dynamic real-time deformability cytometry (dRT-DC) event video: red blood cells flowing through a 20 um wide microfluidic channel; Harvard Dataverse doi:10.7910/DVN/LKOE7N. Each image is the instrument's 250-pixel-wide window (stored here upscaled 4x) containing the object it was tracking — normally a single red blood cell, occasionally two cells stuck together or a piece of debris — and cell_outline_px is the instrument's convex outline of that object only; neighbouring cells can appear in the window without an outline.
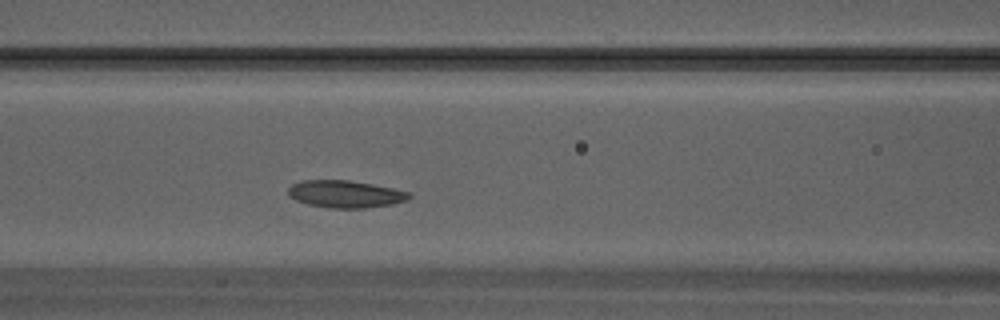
{"species": "Egyptian fruit bat (a non-hibernating species)", "species_latin": "Rousettus aegyptiacus", "temperature_condition": "warm", "stored_images_in_passage": 15, "camera_frame_rate_fps": 3000, "um_per_image_px": 0.085, "animal": {"sex": "male"}, "frame": {"image": 1, "passage_image": 5, "time_ms": 1.333, "image_size_px": [1000, 320], "cell_outline_px": [[412, 196], [408, 200], [392, 204], [368, 208], [332, 208], [308, 204], [296, 200], [288, 196], [288, 188], [292, 184], [300, 180], [348, 180], [372, 184], [392, 188], [408, 192]], "centroid_in_image_um": [29.34, 16.49], "position_along_channel_um": 137.3, "area_um2": 19.25}}
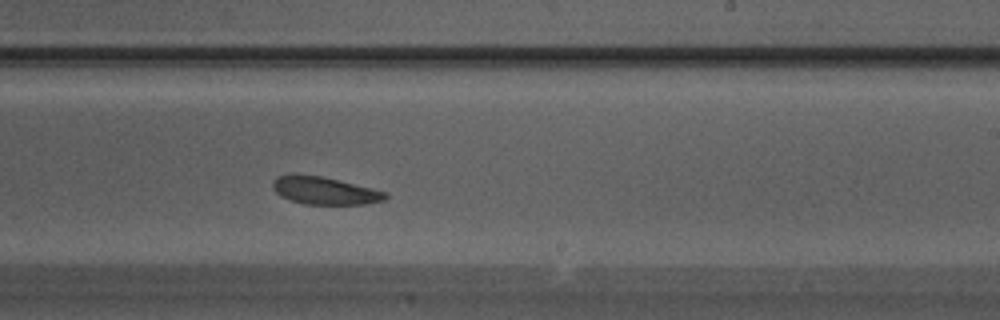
{"frame": {"image": 2, "passage_image": 11, "time_ms": 3.333, "image_size_px": [1000, 320], "cell_outline_px": [[388, 200], [364, 204], [304, 204], [280, 196], [272, 188], [272, 180], [276, 176], [288, 172], [296, 172], [320, 176], [372, 188], [388, 192]], "centroid_in_image_um": [27.55, 16.17], "position_along_channel_um": 261.5, "area_um2": 18.55}}
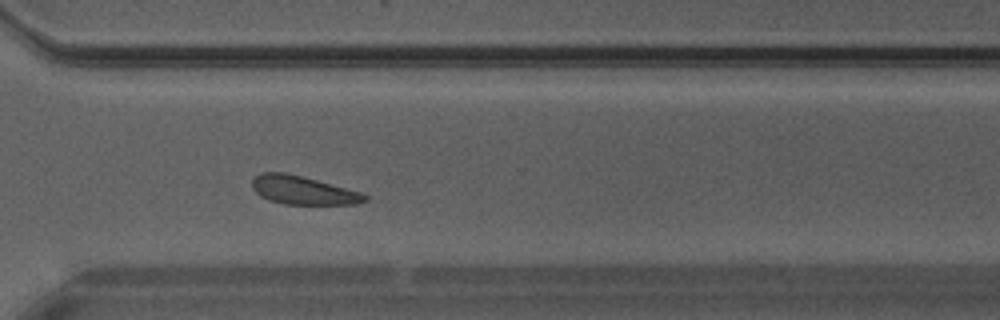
{"frame": {"image": 3, "passage_image": 15, "time_ms": 4.667, "image_size_px": [1000, 320], "cell_outline_px": [[368, 200], [356, 204], [284, 204], [268, 200], [260, 196], [252, 188], [252, 180], [260, 172], [284, 172], [316, 180], [360, 192], [368, 196]], "centroid_in_image_um": [25.72, 16.18], "position_along_channel_um": 344.9, "area_um2": 18.5}}